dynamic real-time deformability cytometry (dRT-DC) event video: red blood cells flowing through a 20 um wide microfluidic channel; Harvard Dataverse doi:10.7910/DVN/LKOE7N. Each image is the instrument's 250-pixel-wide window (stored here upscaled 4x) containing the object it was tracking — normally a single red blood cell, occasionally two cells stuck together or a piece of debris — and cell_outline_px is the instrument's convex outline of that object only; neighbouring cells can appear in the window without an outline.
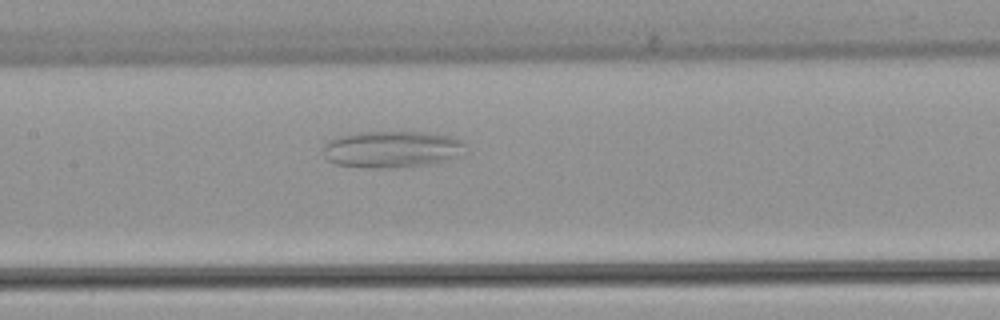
{"species": "common noctule bat (a hibernating species)", "species_latin": "Nyctalus noctula", "temperature_condition": "warm", "stored_images_in_passage": 37, "camera_frame_rate_fps": 3000, "um_per_image_px": 0.085, "animal": {"sex": "female", "body_mass_g": 22.7, "forearm_length_mm": 54.2}, "frame": {"image": 1, "passage_image": 9, "time_ms": 2.667, "image_size_px": [1000, 320], "cell_outline_px": [[464, 144], [452, 156], [444, 160], [428, 164], [380, 168], [372, 168], [336, 164], [328, 160], [324, 156], [324, 144], [328, 140], [340, 136], [356, 132], [424, 132], [448, 136], [460, 140]], "centroid_in_image_um": [33.16, 12.67], "position_along_channel_um": 174.2, "area_um2": 29.54}}
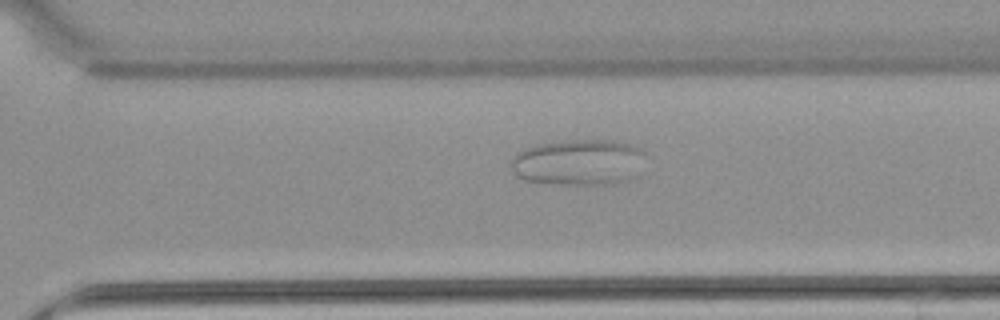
{"frame": {"image": 2, "passage_image": 21, "time_ms": 6.667, "image_size_px": [1000, 320], "cell_outline_px": [[644, 152], [640, 176], [628, 180], [608, 184], [560, 184], [524, 180], [516, 176], [508, 164], [508, 160], [516, 152], [524, 148], [536, 144], [568, 140], [608, 140], [632, 144], [640, 148]], "centroid_in_image_um": [49.15, 13.79], "position_along_channel_um": 321.4, "area_um2": 36.7}}